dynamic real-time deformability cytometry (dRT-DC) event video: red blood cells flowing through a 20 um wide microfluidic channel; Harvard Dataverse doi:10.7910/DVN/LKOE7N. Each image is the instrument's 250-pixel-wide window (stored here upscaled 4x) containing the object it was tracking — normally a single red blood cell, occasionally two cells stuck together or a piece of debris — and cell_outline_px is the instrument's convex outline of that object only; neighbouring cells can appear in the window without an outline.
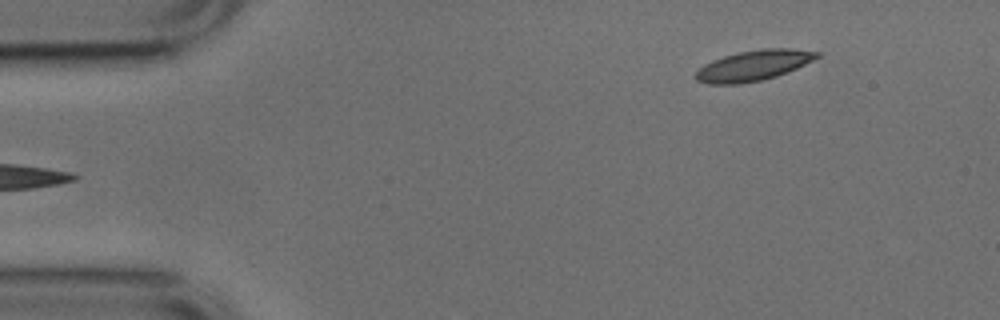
{"species": "common noctule bat (a hibernating species)", "species_latin": "Nyctalus noctula", "temperature_condition": "cold", "stored_images_in_passage": 5, "segment_of_instrument_passage": [2, 2], "camera_frame_rate_fps": 3000, "um_per_image_px": 0.085, "animal": {"sex": "male", "body_mass_g": 17.9, "forearm_length_mm": 54.2}, "frame": {"image": 1, "passage_image": 5, "time_ms": 1.333, "image_size_px": [1000, 320], "cell_outline_px": [[820, 56], [788, 72], [776, 76], [760, 80], [740, 84], [708, 84], [696, 80], [696, 72], [704, 64], [712, 60], [736, 52], [764, 48], [792, 48], [820, 52]], "centroid_in_image_um": [64.04, 5.56], "position_along_channel_um": 21.0, "area_um2": 21.44}}